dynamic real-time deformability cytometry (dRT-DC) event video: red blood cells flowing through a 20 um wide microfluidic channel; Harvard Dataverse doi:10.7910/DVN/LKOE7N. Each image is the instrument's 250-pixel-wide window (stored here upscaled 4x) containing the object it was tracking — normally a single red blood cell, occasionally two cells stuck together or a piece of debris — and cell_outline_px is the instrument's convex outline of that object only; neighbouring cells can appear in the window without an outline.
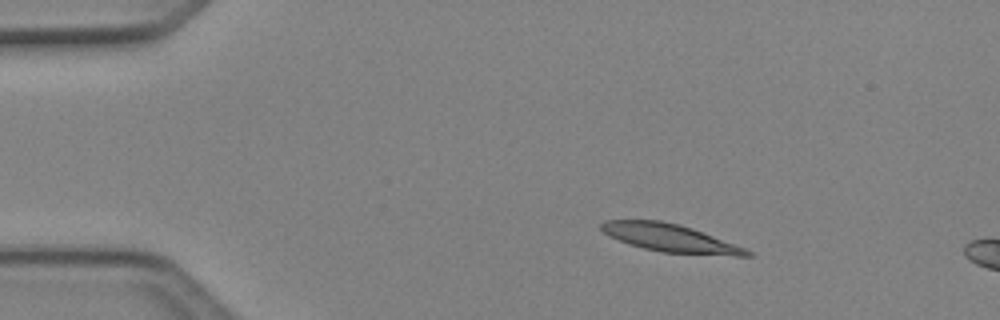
{"species": "Egyptian fruit bat (a non-hibernating species)", "species_latin": "Rousettus aegyptiacus", "temperature_condition": "cold", "stored_images_in_passage": 4, "camera_frame_rate_fps": 3000, "um_per_image_px": 0.085, "animal": {"sex": "female"}, "frame": {"image": 1, "passage_image": 2, "time_ms": 0.333, "image_size_px": [1000, 320], "cell_outline_px": [[752, 256], [736, 256], [660, 252], [644, 248], [608, 236], [600, 228], [600, 224], [604, 220], [660, 220], [680, 224], [692, 228], [744, 248], [752, 252]], "centroid_in_image_um": [56.94, 20.22], "position_along_channel_um": 28.1, "area_um2": 23.35}}